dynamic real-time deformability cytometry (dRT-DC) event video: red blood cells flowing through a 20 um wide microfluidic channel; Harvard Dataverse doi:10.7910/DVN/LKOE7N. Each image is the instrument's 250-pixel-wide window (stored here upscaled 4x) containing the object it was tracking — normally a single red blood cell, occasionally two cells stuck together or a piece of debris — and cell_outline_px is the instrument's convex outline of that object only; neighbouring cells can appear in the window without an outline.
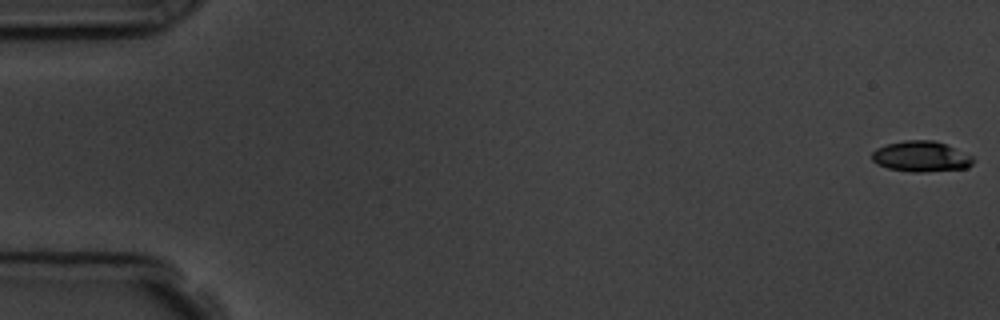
{"species": "common noctule bat (a hibernating species)", "species_latin": "Nyctalus noctula", "temperature_condition": "room temperature", "stored_images_in_passage": 11, "camera_frame_rate_fps": 3000, "um_per_image_px": 0.085, "animal": {"sex": "male", "body_mass_g": 19.5, "forearm_length_mm": 54.6}, "frame": {"image": 1, "passage_image": 1, "time_ms": 0.0, "image_size_px": [1000, 320], "cell_outline_px": [[972, 164], [968, 168], [924, 172], [912, 172], [888, 168], [876, 164], [872, 160], [872, 152], [876, 148], [888, 144], [904, 140], [932, 140], [944, 144], [972, 156]], "centroid_in_image_um": [78.26, 13.31], "position_along_channel_um": 6.7, "area_um2": 17.92}}
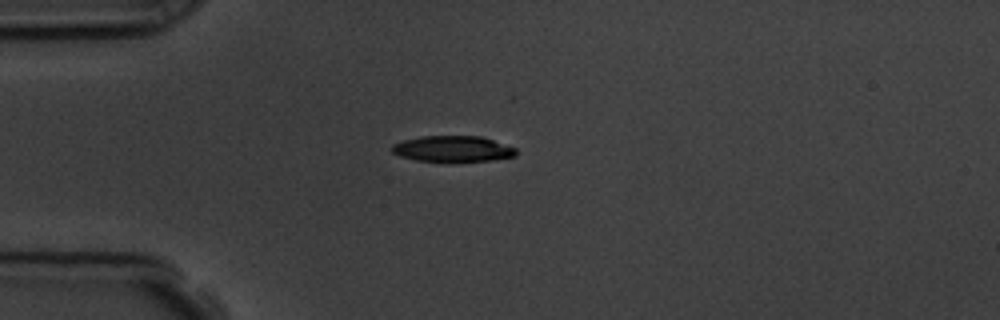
{"frame": {"image": 2, "passage_image": 5, "time_ms": 4.667, "image_size_px": [1000, 320], "cell_outline_px": [[516, 156], [492, 160], [416, 160], [400, 156], [392, 152], [392, 144], [404, 140], [420, 136], [480, 136], [516, 148]], "centroid_in_image_um": [38.47, 12.63], "position_along_channel_um": 46.5, "area_um2": 18.26}}
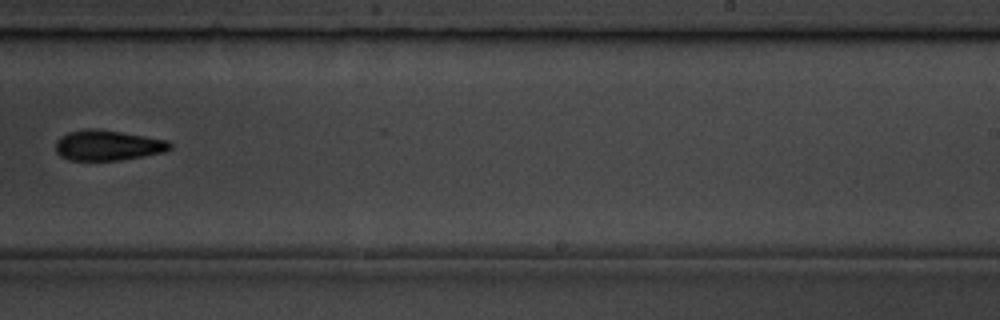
{"frame": {"image": 3, "passage_image": 11, "time_ms": 11.333, "image_size_px": [1000, 320], "cell_outline_px": [[172, 148], [164, 152], [144, 156], [120, 160], [68, 160], [60, 156], [56, 152], [56, 140], [60, 136], [68, 132], [84, 128], [96, 128], [168, 140], [172, 144]], "centroid_in_image_um": [9.14, 12.35], "position_along_channel_um": 279.9, "area_um2": 20.35}}